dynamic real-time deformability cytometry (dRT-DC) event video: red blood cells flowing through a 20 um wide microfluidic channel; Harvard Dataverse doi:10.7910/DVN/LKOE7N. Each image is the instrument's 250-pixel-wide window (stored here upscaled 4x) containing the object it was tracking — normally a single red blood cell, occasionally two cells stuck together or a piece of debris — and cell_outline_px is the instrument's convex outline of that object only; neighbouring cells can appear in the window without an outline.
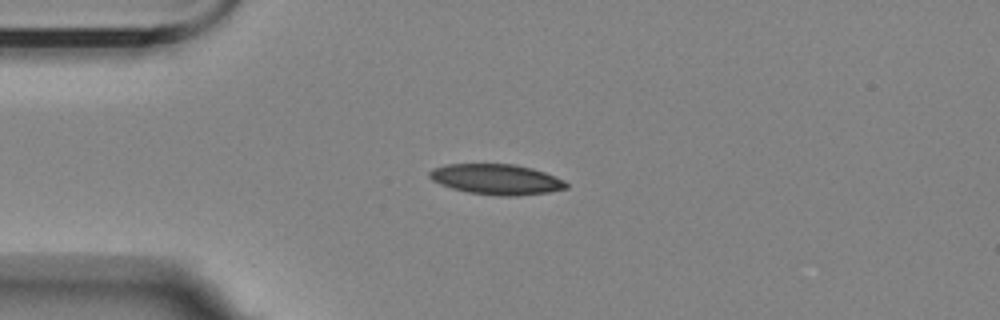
{"species": "Egyptian fruit bat (a non-hibernating species)", "species_latin": "Rousettus aegyptiacus", "temperature_condition": "room temperature", "stored_images_in_passage": 4, "camera_frame_rate_fps": 3000, "um_per_image_px": 0.085, "animal": {"sex": "female"}, "frame": {"image": 1, "passage_image": 1, "time_ms": 0.0, "image_size_px": [1000, 320], "cell_outline_px": [[568, 188], [548, 192], [516, 196], [500, 196], [468, 192], [452, 188], [440, 184], [432, 180], [428, 176], [428, 172], [432, 168], [444, 164], [516, 164], [532, 168], [544, 172], [564, 180], [568, 184]], "centroid_in_image_um": [42.18, 15.24], "position_along_channel_um": 42.8, "area_um2": 24.33}}
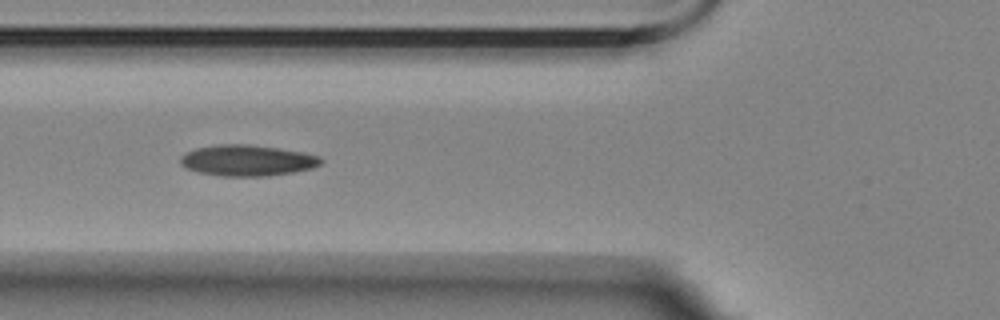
{"frame": {"image": 2, "passage_image": 3, "time_ms": 2.333, "image_size_px": [1000, 320], "cell_outline_px": [[324, 160], [320, 164], [312, 168], [292, 172], [268, 176], [220, 176], [200, 172], [184, 168], [180, 164], [180, 156], [196, 148], [220, 144], [244, 144], [276, 148], [300, 152], [316, 156]], "centroid_in_image_um": [20.97, 13.65], "position_along_channel_um": 104.8, "area_um2": 25.09}}
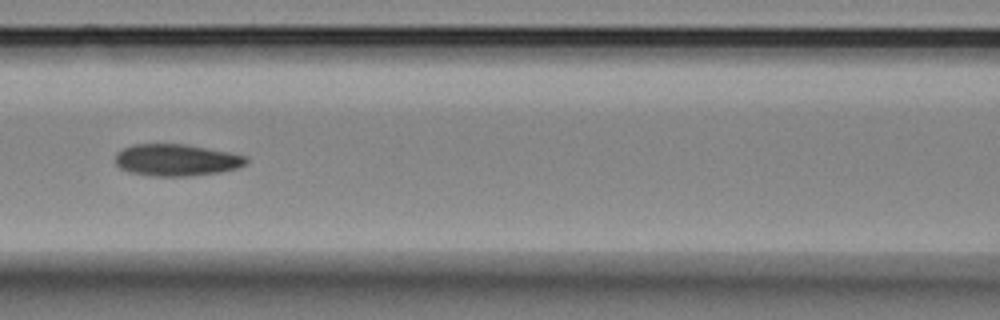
{"frame": {"image": 3, "passage_image": 4, "time_ms": 3.667, "image_size_px": [1000, 320], "cell_outline_px": [[248, 164], [236, 168], [220, 172], [188, 176], [152, 176], [128, 172], [120, 168], [116, 164], [116, 152], [132, 144], [184, 144], [232, 152], [248, 156]], "centroid_in_image_um": [15.02, 13.6], "position_along_channel_um": 151.6, "area_um2": 24.51}}